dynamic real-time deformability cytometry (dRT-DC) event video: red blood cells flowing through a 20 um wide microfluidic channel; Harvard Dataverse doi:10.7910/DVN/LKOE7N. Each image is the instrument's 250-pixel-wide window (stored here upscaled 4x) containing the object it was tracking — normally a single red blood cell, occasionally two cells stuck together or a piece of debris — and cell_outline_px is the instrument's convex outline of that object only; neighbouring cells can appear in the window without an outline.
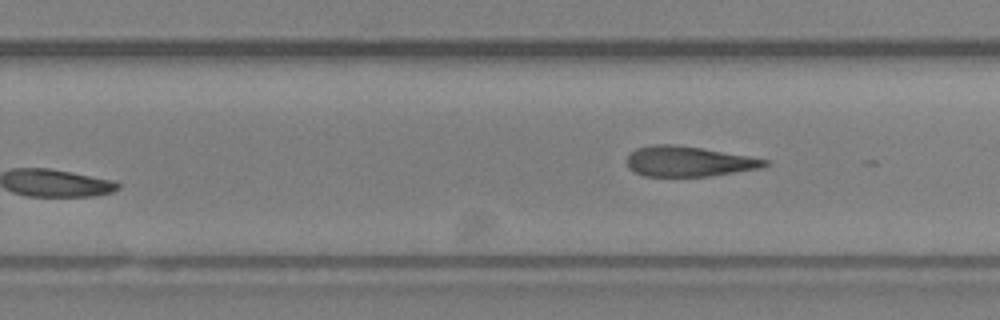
{"species": "Egyptian fruit bat (a non-hibernating species)", "species_latin": "Rousettus aegyptiacus", "temperature_condition": "room temperature", "stored_images_in_passage": 15, "camera_frame_rate_fps": 3000, "um_per_image_px": 0.085, "animal": {"sex": "female"}, "frame": {"image": 1, "passage_image": 15, "time_ms": 4.667, "image_size_px": [1000, 320], "cell_outline_px": [[768, 164], [760, 168], [708, 176], [644, 176], [632, 172], [628, 168], [628, 156], [636, 148], [652, 144], [676, 144], [748, 156], [768, 160]], "centroid_in_image_um": [58.48, 13.72], "position_along_channel_um": 271.3, "area_um2": 24.1}}